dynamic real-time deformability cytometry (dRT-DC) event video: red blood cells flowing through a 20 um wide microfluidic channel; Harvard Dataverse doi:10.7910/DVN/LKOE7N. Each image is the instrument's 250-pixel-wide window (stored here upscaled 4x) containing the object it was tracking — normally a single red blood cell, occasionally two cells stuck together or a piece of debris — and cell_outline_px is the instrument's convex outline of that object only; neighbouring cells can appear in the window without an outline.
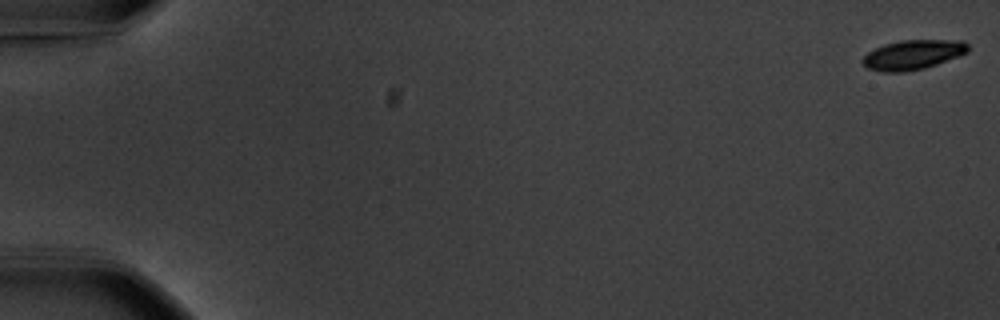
{"species": "common noctule bat (a hibernating species)", "species_latin": "Nyctalus noctula", "temperature_condition": "warm", "stored_images_in_passage": 57, "camera_frame_rate_fps": 3000, "um_per_image_px": 0.085, "animal": {"sex": "male", "body_mass_g": 20.1, "forearm_length_mm": 53.5}, "frame": {"image": 1, "passage_image": 1, "time_ms": 0.0, "image_size_px": [1000, 320], "cell_outline_px": [[968, 52], [936, 64], [924, 68], [904, 72], [884, 72], [868, 68], [860, 60], [868, 52], [876, 48], [900, 40], [964, 40], [968, 44]], "centroid_in_image_um": [77.6, 4.65], "position_along_channel_um": 7.4, "area_um2": 17.98}}
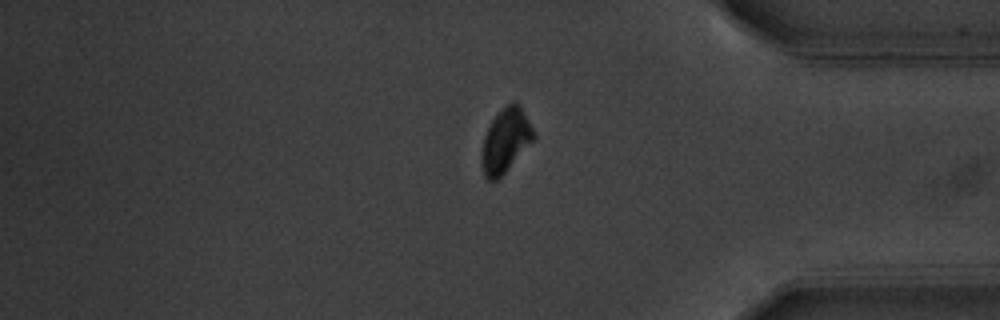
{"frame": {"image": 2, "passage_image": 48, "time_ms": 15.667, "image_size_px": [1000, 320], "cell_outline_px": [[536, 136], [508, 168], [496, 180], [488, 180], [484, 176], [480, 164], [480, 156], [484, 136], [492, 120], [508, 104], [516, 100], [536, 132]], "centroid_in_image_um": [42.95, 11.95], "position_along_channel_um": 392.3, "area_um2": 19.07}}
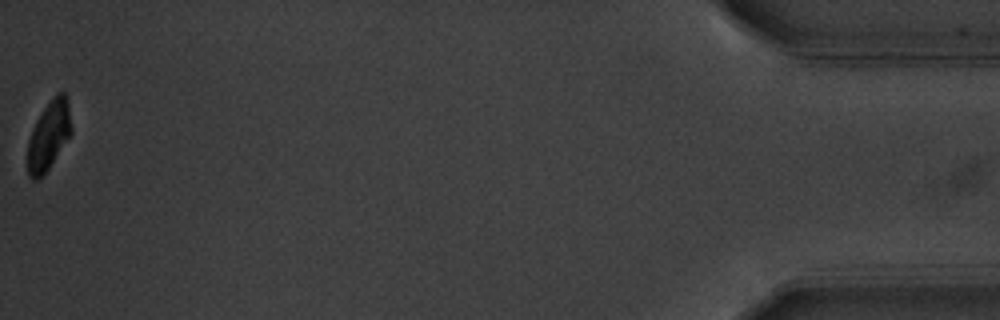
{"frame": {"image": 3, "passage_image": 57, "time_ms": 18.667, "image_size_px": [1000, 320], "cell_outline_px": [[72, 132], [48, 168], [36, 180], [32, 180], [28, 176], [28, 140], [32, 128], [36, 120], [44, 108], [56, 92], [64, 92], [68, 96], [72, 128]], "centroid_in_image_um": [4.16, 11.45], "position_along_channel_um": 431.0, "area_um2": 17.46}, "authors_computed_cell_mechanics": {"area_um2": 19.7098, "velocity_mm_per_s": 3.657, "shape_relaxation_time_tau1_ms": 1.9713, "shape_relaxation_time_tau2_ms": null, "deformation_change_tau1": 0.1287, "deformation_change_tau2": null}}